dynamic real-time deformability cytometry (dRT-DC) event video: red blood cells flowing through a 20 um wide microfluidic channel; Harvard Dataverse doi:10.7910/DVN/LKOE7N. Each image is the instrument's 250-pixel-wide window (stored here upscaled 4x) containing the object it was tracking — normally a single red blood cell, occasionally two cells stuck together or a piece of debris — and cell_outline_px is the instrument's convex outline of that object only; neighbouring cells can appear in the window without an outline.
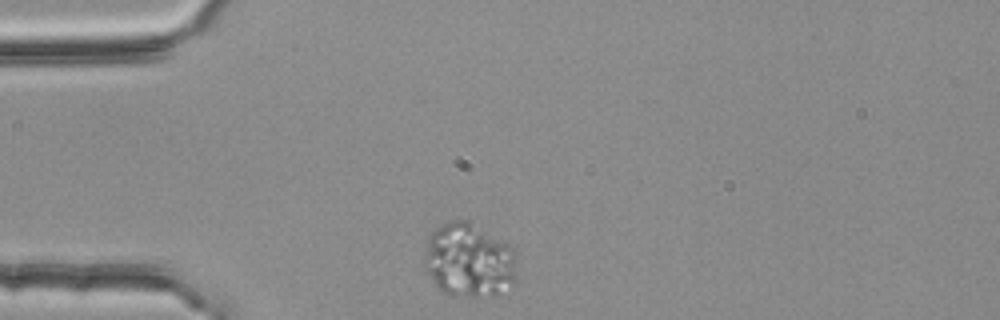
{"species": "common noctule bat (a hibernating species)", "species_latin": "Nyctalus noctula", "temperature_condition": "room temperature", "stored_images_in_passage": 35, "camera_frame_rate_fps": 3000, "um_per_image_px": 0.085, "animal": {"sex": "female", "body_mass_g": 25.1}, "frame": {"image": 1, "passage_image": 1, "time_ms": 0.0, "image_size_px": [1000, 320], "cell_outline_px": [[516, 260], [512, 288], [496, 296], [448, 296], [440, 292], [432, 280], [424, 264], [424, 260], [428, 240], [432, 232], [440, 224], [452, 220], [472, 220], [512, 244], [516, 248]], "centroid_in_image_um": [39.91, 22.11], "position_along_channel_um": 45.1, "area_um2": 41.15}}
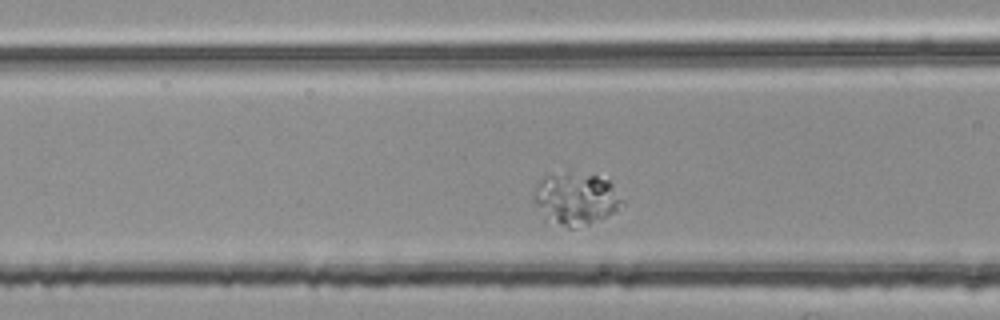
{"frame": {"image": 2, "passage_image": 9, "time_ms": 2.667, "image_size_px": [1000, 320], "cell_outline_px": [[624, 204], [616, 212], [588, 224], [572, 228], [568, 228], [544, 220], [532, 200], [532, 196], [536, 188], [548, 176], [596, 176], [608, 180], [612, 184], [624, 200]], "centroid_in_image_um": [48.97, 16.99], "position_along_channel_um": 117.6, "area_um2": 26.18}}
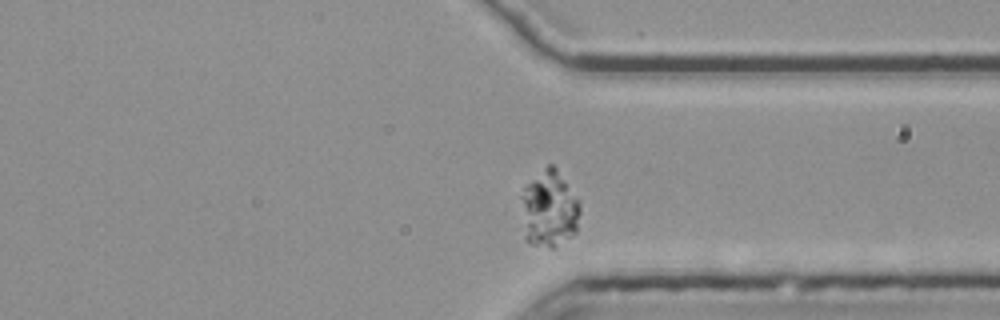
{"frame": {"image": 3, "passage_image": 30, "time_ms": 9.667, "image_size_px": [1000, 320], "cell_outline_px": [[580, 212], [576, 232], [552, 248], [548, 248], [532, 244], [524, 240], [520, 196], [524, 188], [548, 164], [552, 164], [556, 168], [580, 200]], "centroid_in_image_um": [46.67, 17.78], "position_along_channel_um": 364.7, "area_um2": 26.41}}